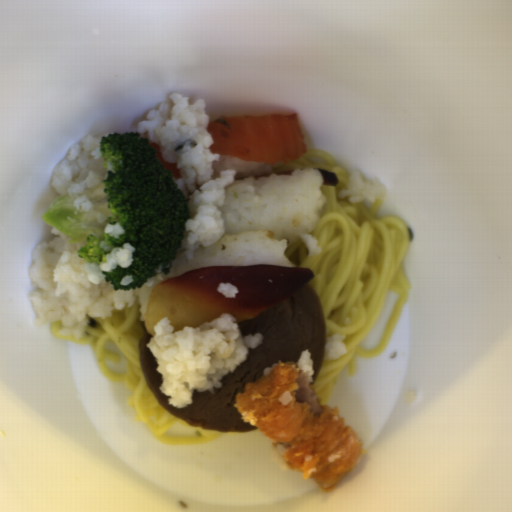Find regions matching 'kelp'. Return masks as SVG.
Instances as JSON below:
<instances>
[{"label":"kelp","instance_id":"obj_1","mask_svg":"<svg viewBox=\"0 0 512 512\" xmlns=\"http://www.w3.org/2000/svg\"><path fill=\"white\" fill-rule=\"evenodd\" d=\"M87 326L94 328L97 325L96 320L92 317V315H87Z\"/></svg>","mask_w":512,"mask_h":512},{"label":"kelp","instance_id":"obj_2","mask_svg":"<svg viewBox=\"0 0 512 512\" xmlns=\"http://www.w3.org/2000/svg\"><path fill=\"white\" fill-rule=\"evenodd\" d=\"M407 231H408V243L409 242H412L413 241V238H414V234H413V231L411 230L410 227H406Z\"/></svg>","mask_w":512,"mask_h":512}]
</instances>
